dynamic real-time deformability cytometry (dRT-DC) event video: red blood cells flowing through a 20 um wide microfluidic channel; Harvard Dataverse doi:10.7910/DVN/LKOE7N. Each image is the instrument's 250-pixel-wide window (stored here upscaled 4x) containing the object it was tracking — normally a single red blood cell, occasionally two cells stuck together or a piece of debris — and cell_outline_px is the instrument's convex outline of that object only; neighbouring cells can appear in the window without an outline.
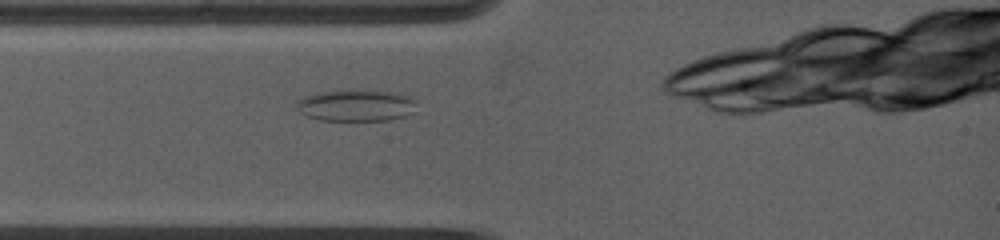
{"species": "common noctule bat (a hibernating species)", "species_latin": "Nyctalus noctula", "temperature_condition": "warm", "stored_images_in_passage": 1, "camera_frame_rate_fps": 5000, "um_per_image_px": 0.085, "animal": {"sex": "female", "body_mass_g": 19.0, "forearm_length_mm": 53.3}, "frame": {"image": 1, "passage_image": 1, "time_ms": 0.0, "image_size_px": [1000, 240], "cell_outline_px": [[416, 100], [404, 116], [388, 120], [320, 120], [308, 116], [300, 112], [292, 104], [296, 100], [304, 96], [316, 92], [392, 92], [408, 96]], "centroid_in_image_um": [30.12, 8.98], "position_along_channel_um": 54.9, "area_um2": 21.21}}